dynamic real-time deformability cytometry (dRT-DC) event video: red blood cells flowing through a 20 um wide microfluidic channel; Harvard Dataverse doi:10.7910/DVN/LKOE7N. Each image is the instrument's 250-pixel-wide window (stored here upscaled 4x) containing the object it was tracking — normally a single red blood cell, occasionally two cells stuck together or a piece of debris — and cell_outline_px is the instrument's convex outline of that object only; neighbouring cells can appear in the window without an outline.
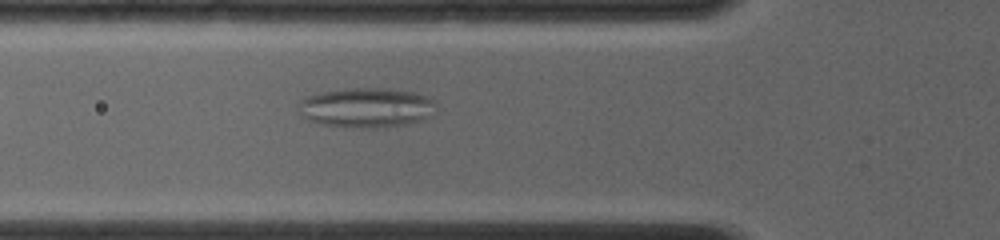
{"species": "common noctule bat (a hibernating species)", "species_latin": "Nyctalus noctula", "temperature_condition": "room temperature", "stored_images_in_passage": 51, "camera_frame_rate_fps": 4000, "um_per_image_px": 0.085, "animal": {"sex": "female", "body_mass_g": 19.0, "forearm_length_mm": 56.7}, "frame": {"image": 1, "passage_image": 10, "time_ms": 2.25, "image_size_px": [1000, 240], "cell_outline_px": [[436, 104], [432, 116], [408, 124], [384, 128], [368, 128], [324, 124], [308, 120], [300, 116], [296, 108], [296, 104], [300, 100], [308, 96], [324, 92], [344, 88], [388, 88], [416, 92], [432, 100]], "centroid_in_image_um": [31.12, 9.15], "position_along_channel_um": 94.7, "area_um2": 32.14}}
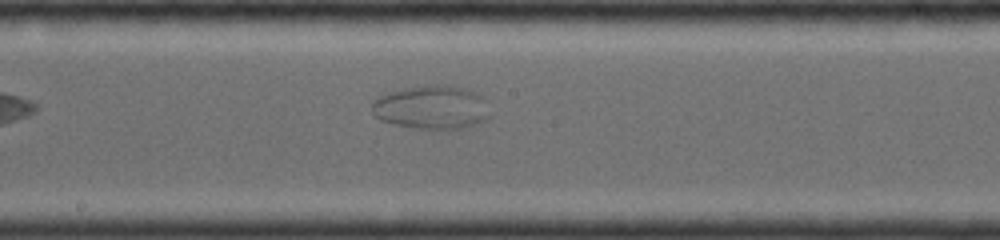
{"frame": {"image": 2, "passage_image": 22, "time_ms": 5.25, "image_size_px": [1000, 240], "cell_outline_px": [[488, 116], [484, 120], [460, 128], [416, 128], [392, 124], [380, 120], [372, 112], [372, 100], [388, 92], [436, 84], [448, 84], [468, 88], [476, 92], [484, 100]], "centroid_in_image_um": [36.64, 9.1], "position_along_channel_um": 211.6, "area_um2": 29.54}}
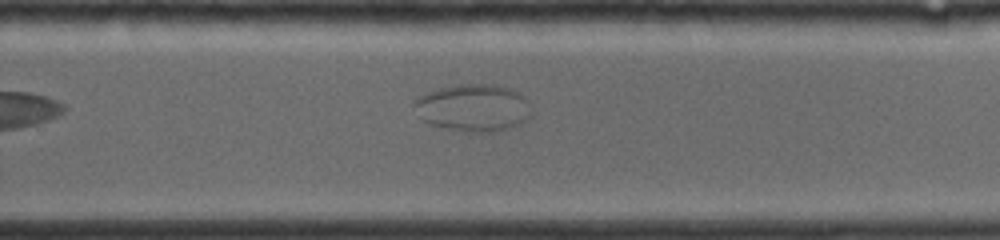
{"frame": {"image": 3, "passage_image": 30, "time_ms": 7.25, "image_size_px": [1000, 240], "cell_outline_px": [[532, 116], [520, 124], [508, 128], [488, 132], [468, 132], [428, 124], [420, 120], [412, 104], [424, 92], [440, 88], [460, 84], [488, 84], [508, 88], [524, 96]], "centroid_in_image_um": [40.18, 9.17], "position_along_channel_um": 289.6, "area_um2": 32.19}}